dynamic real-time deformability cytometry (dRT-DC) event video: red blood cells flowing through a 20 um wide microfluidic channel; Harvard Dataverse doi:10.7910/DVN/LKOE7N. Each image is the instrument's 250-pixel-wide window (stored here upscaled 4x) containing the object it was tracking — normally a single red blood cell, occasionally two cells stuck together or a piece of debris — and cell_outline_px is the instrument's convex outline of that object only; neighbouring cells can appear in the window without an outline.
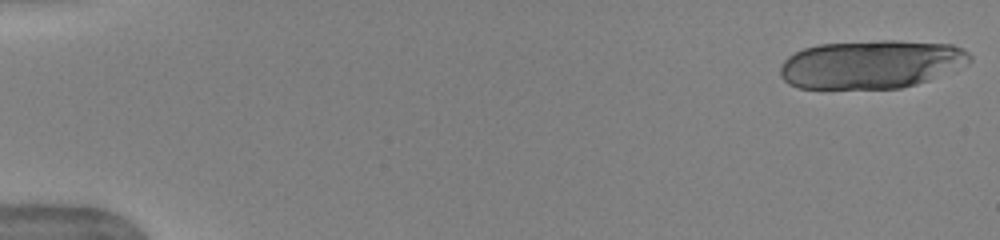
{"species": "human", "species_latin": "Homo sapiens", "temperature_condition": "warm", "stored_images_in_passage": 18, "camera_frame_rate_fps": 3000, "um_per_image_px": 0.085, "donor": {"sex": "female"}, "frame": {"image": 1, "passage_image": 1, "time_ms": 0.0, "image_size_px": [1000, 240], "cell_outline_px": [[972, 60], [968, 64], [928, 80], [916, 84], [900, 88], [800, 88], [788, 84], [780, 76], [780, 68], [784, 60], [788, 56], [804, 48], [820, 44], [880, 40], [896, 40], [952, 44], [964, 48], [972, 56]], "centroid_in_image_um": [74.07, 5.45], "position_along_channel_um": 10.9, "area_um2": 53.64}}